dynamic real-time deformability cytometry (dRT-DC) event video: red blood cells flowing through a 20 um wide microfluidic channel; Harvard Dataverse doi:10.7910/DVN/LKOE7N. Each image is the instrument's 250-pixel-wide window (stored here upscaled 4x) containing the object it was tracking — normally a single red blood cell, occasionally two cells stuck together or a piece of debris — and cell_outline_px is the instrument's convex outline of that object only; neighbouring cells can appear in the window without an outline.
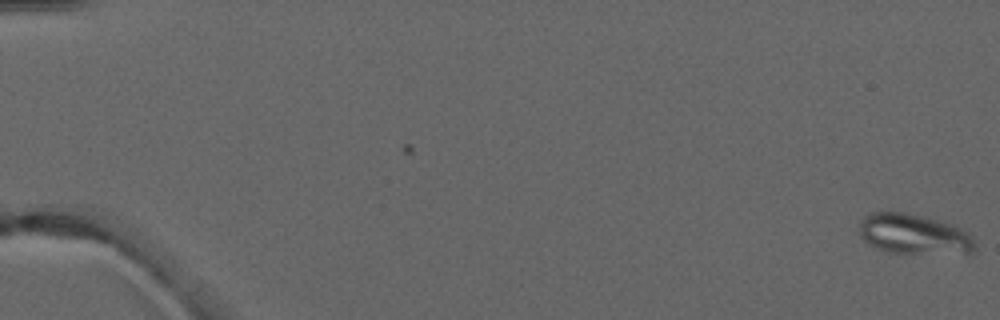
{"species": "common noctule bat (a hibernating species)", "species_latin": "Nyctalus noctula", "temperature_condition": "warm", "stored_images_in_passage": 2, "camera_frame_rate_fps": 3000, "um_per_image_px": 0.085, "animal": {"sex": "male", "forearm_length_mm": 52.5}, "frame": {"image": 1, "passage_image": 2, "time_ms": 1.333, "image_size_px": [1000, 320], "cell_outline_px": [[976, 248], [972, 252], [888, 252], [876, 248], [868, 244], [860, 236], [860, 220], [864, 216], [872, 212], [904, 212], [924, 216], [952, 224], [968, 232], [972, 236], [976, 244]], "centroid_in_image_um": [77.65, 19.87], "position_along_channel_um": 7.4, "area_um2": 26.76}}